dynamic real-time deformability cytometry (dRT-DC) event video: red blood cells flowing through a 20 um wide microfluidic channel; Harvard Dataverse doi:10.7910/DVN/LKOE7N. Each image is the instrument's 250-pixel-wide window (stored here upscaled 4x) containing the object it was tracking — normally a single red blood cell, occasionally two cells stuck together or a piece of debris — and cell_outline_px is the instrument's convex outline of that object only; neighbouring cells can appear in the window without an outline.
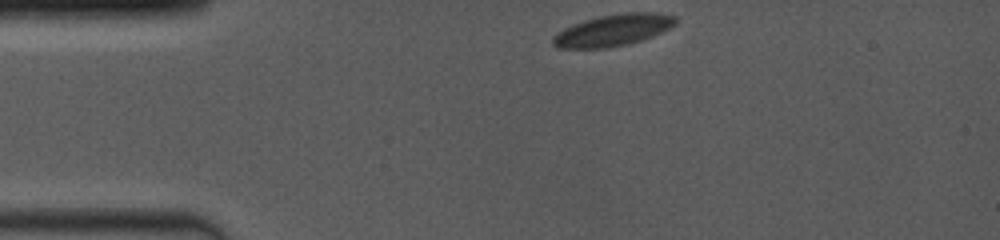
{"species": "common noctule bat (a hibernating species)", "species_latin": "Nyctalus noctula", "temperature_condition": "room temperature", "stored_images_in_passage": 2, "camera_frame_rate_fps": 4000, "um_per_image_px": 0.085, "animal": {"sex": "female", "body_mass_g": 19.0, "forearm_length_mm": 53.3}, "frame": {"image": 1, "passage_image": 1, "time_ms": 0.0, "image_size_px": [1000, 240], "cell_outline_px": [[676, 24], [652, 36], [628, 44], [608, 48], [556, 48], [552, 44], [552, 36], [564, 28], [572, 24], [584, 20], [600, 16], [624, 12], [656, 12], [676, 16]], "centroid_in_image_um": [52.08, 2.56], "position_along_channel_um": 32.9, "area_um2": 22.66}}